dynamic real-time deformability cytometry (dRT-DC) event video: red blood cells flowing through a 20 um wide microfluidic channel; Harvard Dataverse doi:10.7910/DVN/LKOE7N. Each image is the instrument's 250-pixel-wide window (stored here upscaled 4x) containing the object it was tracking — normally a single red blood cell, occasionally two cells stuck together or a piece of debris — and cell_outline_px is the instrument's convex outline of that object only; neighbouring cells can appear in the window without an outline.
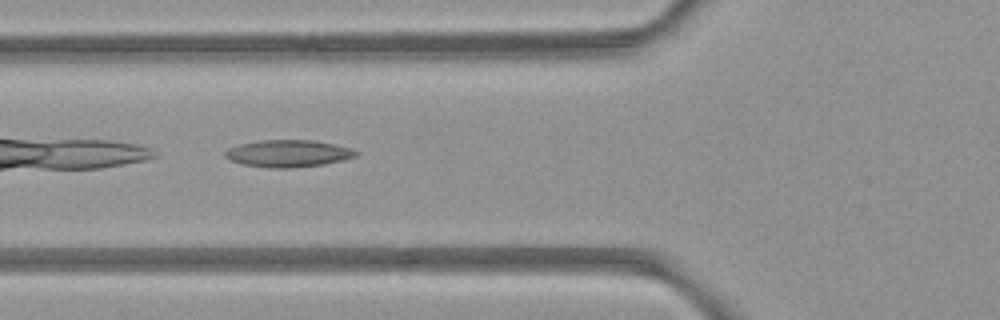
{"species": "common noctule bat (a hibernating species)", "species_latin": "Nyctalus noctula", "temperature_condition": "room temperature", "stored_images_in_passage": 5, "camera_frame_rate_fps": 3000, "um_per_image_px": 0.085, "animal": {"sex": "female", "body_mass_g": 21.9}, "frame": {"image": 1, "passage_image": 3, "time_ms": 2.0, "image_size_px": [1000, 320], "cell_outline_px": [[360, 152], [356, 156], [344, 160], [324, 164], [292, 168], [268, 168], [244, 164], [228, 160], [224, 156], [224, 152], [228, 148], [240, 144], [260, 140], [316, 140], [352, 148]], "centroid_in_image_um": [24.51, 13.04], "position_along_channel_um": 101.3, "area_um2": 20.87}}
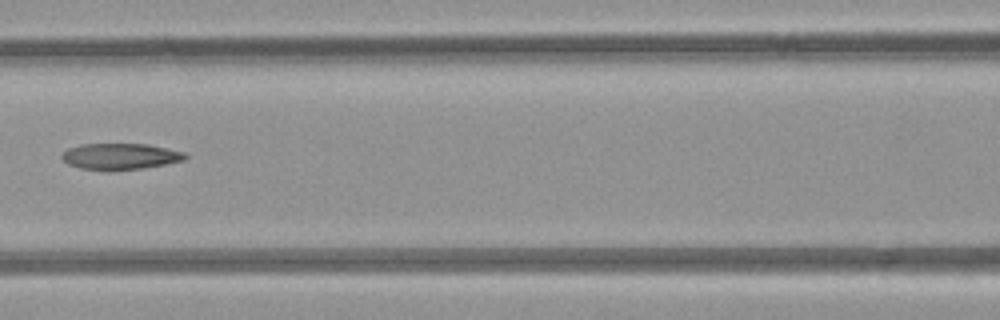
{"frame": {"image": 2, "passage_image": 4, "time_ms": 3.333, "image_size_px": [1000, 320], "cell_outline_px": [[188, 156], [184, 160], [144, 168], [104, 172], [80, 168], [68, 164], [60, 156], [68, 148], [80, 144], [148, 144], [184, 152]], "centroid_in_image_um": [10.19, 13.31], "position_along_channel_um": 156.4, "area_um2": 19.07}}
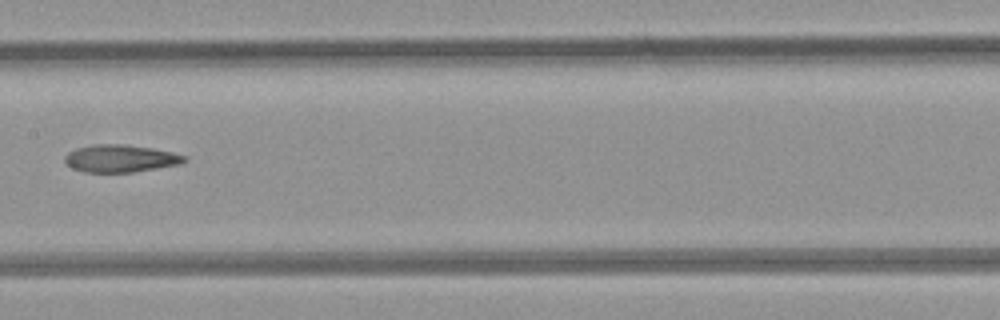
{"frame": {"image": 3, "passage_image": 5, "time_ms": 4.333, "image_size_px": [1000, 320], "cell_outline_px": [[188, 160], [180, 164], [132, 172], [84, 172], [72, 168], [64, 160], [64, 156], [68, 152], [76, 148], [92, 144], [124, 144], [152, 148], [172, 152], [184, 156]], "centroid_in_image_um": [10.21, 13.46], "position_along_channel_um": 197.2, "area_um2": 19.07}}